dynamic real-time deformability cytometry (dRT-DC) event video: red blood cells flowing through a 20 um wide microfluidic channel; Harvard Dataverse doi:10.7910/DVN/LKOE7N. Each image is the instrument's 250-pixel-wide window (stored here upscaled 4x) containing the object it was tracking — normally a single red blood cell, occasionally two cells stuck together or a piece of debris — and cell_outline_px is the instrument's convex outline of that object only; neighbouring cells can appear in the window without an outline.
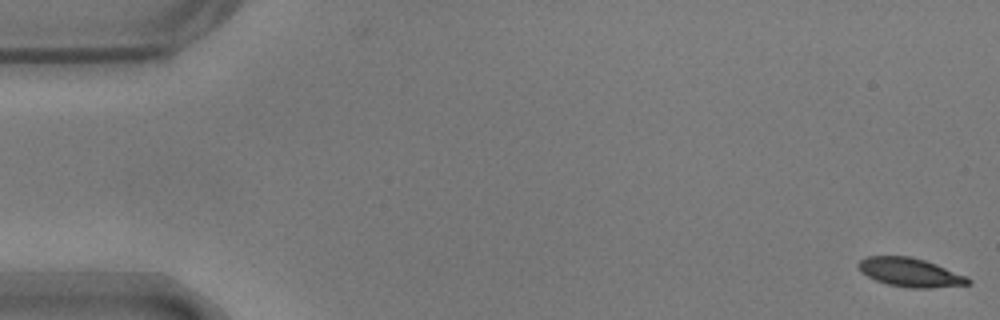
{"species": "common noctule bat (a hibernating species)", "species_latin": "Nyctalus noctula", "temperature_condition": "warm", "stored_images_in_passage": 14, "camera_frame_rate_fps": 3000, "um_per_image_px": 0.085, "animal": {"sex": "male", "body_mass_g": 17.9}, "frame": {"image": 1, "passage_image": 1, "time_ms": 0.0, "image_size_px": [1000, 320], "cell_outline_px": [[972, 284], [928, 288], [908, 288], [888, 284], [876, 280], [860, 272], [856, 264], [860, 260], [868, 256], [908, 256], [924, 260], [936, 264], [968, 276], [972, 280]], "centroid_in_image_um": [77.38, 23.16], "position_along_channel_um": 7.6, "area_um2": 18.5}}
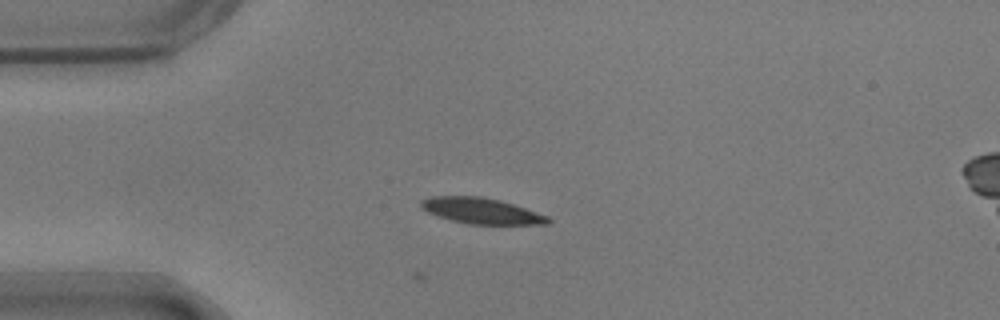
{"frame": {"image": 2, "passage_image": 14, "time_ms": 4.333, "image_size_px": [1000, 320], "cell_outline_px": [[552, 220], [548, 224], [468, 224], [436, 216], [428, 212], [420, 204], [420, 200], [432, 196], [480, 196], [500, 200], [548, 216]], "centroid_in_image_um": [40.9, 17.92], "position_along_channel_um": 44.1, "area_um2": 18.96}}